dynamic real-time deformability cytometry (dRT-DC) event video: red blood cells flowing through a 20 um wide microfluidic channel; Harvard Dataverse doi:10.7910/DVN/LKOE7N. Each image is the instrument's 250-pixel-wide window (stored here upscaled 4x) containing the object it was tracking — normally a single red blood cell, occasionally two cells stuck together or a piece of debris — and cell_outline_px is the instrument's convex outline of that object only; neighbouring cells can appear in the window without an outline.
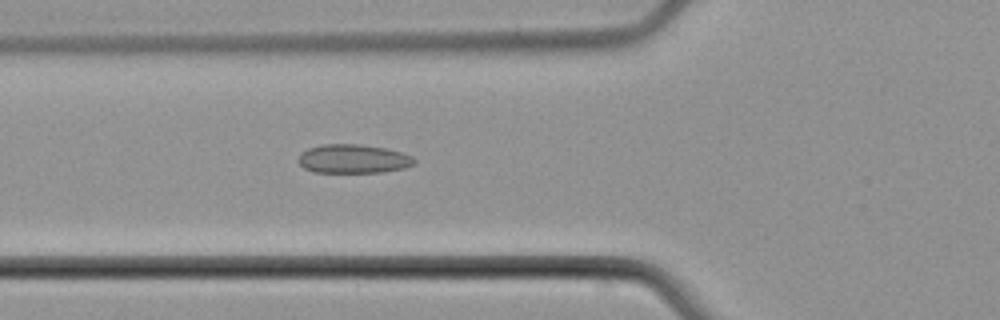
{"species": "common noctule bat (a hibernating species)", "species_latin": "Nyctalus noctula", "temperature_condition": "cold", "stored_images_in_passage": 4, "camera_frame_rate_fps": 3000, "um_per_image_px": 0.085, "animal": {"sex": "male", "body_mass_g": 21.5, "forearm_length_mm": 52.0}, "frame": {"image": 1, "passage_image": 4, "time_ms": 3.333, "image_size_px": [1000, 320], "cell_outline_px": [[416, 160], [412, 164], [404, 168], [384, 172], [312, 172], [304, 168], [296, 160], [300, 152], [308, 148], [320, 144], [360, 144], [384, 148], [400, 152], [412, 156]], "centroid_in_image_um": [29.96, 13.5], "position_along_channel_um": 95.8, "area_um2": 19.59}}